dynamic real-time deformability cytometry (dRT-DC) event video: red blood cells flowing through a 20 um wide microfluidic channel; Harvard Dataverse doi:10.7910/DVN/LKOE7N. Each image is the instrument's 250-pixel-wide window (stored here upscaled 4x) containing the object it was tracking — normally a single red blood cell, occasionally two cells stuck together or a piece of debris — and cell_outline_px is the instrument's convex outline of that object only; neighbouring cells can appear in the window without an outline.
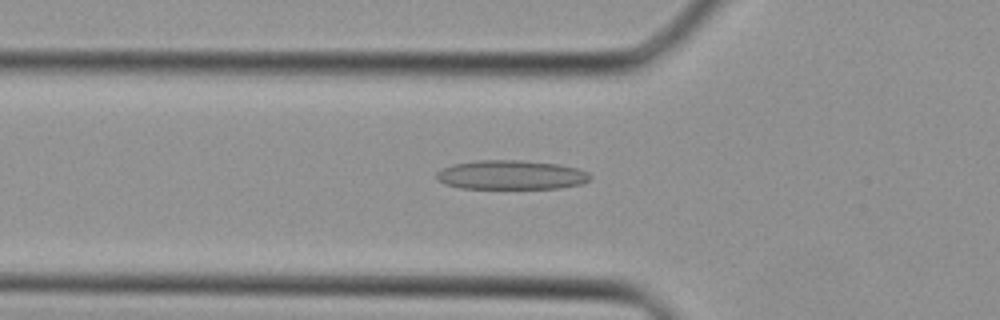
{"species": "Egyptian fruit bat (a non-hibernating species)", "species_latin": "Rousettus aegyptiacus", "temperature_condition": "cold", "stored_images_in_passage": 39, "camera_frame_rate_fps": 3000, "um_per_image_px": 0.085, "animal": {"sex": "female"}, "frame": {"image": 1, "passage_image": 13, "time_ms": 4.0, "image_size_px": [1000, 320], "cell_outline_px": [[592, 180], [584, 184], [560, 188], [460, 188], [444, 184], [436, 176], [436, 172], [452, 164], [476, 160], [520, 160], [560, 164], [576, 168], [588, 172], [592, 176]], "centroid_in_image_um": [43.5, 14.86], "position_along_channel_um": 82.3, "area_um2": 26.36}}
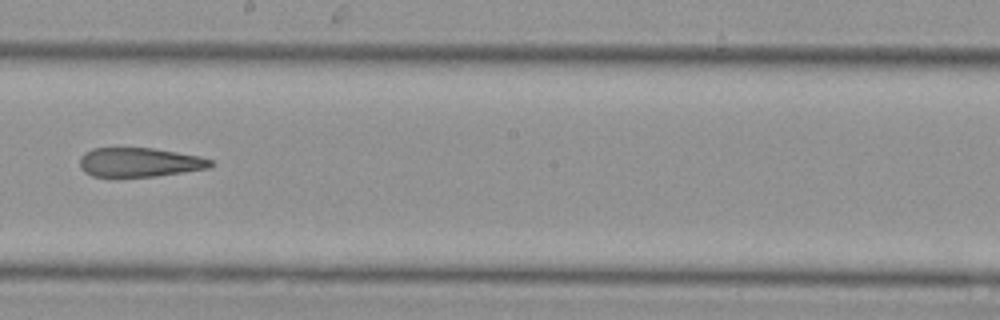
{"frame": {"image": 2, "passage_image": 22, "time_ms": 7.0, "image_size_px": [1000, 320], "cell_outline_px": [[212, 164], [208, 168], [156, 176], [92, 176], [84, 172], [80, 168], [80, 156], [84, 152], [92, 148], [152, 148], [200, 156], [212, 160]], "centroid_in_image_um": [11.81, 13.78], "position_along_channel_um": 236.4, "area_um2": 22.08}}
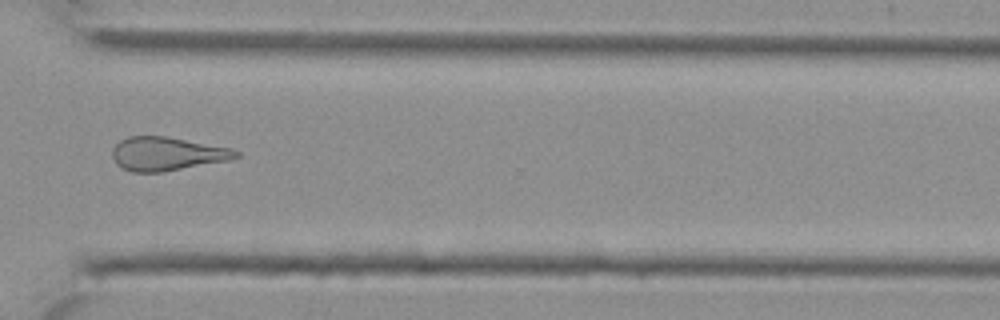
{"frame": {"image": 3, "passage_image": 29, "time_ms": 9.333, "image_size_px": [1000, 320], "cell_outline_px": [[240, 156], [228, 160], [164, 172], [132, 172], [120, 168], [116, 164], [112, 156], [112, 148], [120, 140], [128, 136], [164, 136], [232, 148], [240, 152]], "centroid_in_image_um": [14.16, 13.08], "position_along_channel_um": 356.4, "area_um2": 24.28}}